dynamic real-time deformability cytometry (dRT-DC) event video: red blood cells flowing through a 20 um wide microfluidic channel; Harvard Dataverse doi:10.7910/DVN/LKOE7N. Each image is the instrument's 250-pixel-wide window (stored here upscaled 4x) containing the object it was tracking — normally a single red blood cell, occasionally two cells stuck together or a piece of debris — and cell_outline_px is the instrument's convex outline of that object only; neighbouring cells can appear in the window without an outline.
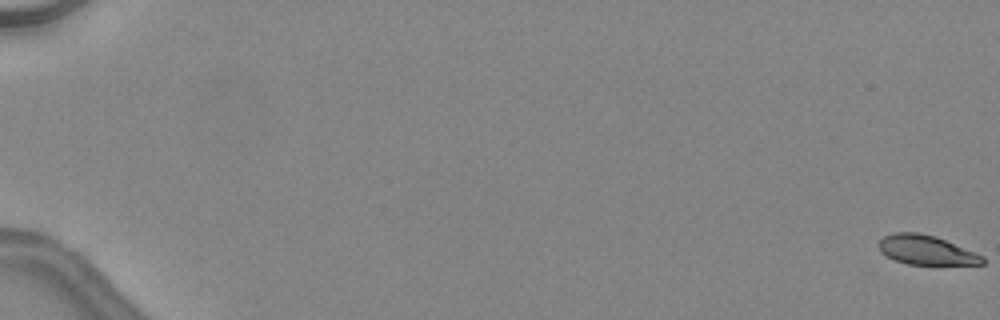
{"species": "common noctule bat (a hibernating species)", "species_latin": "Nyctalus noctula", "temperature_condition": "warm", "stored_images_in_passage": 20, "camera_frame_rate_fps": 3000, "um_per_image_px": 0.085, "animal": {"sex": "female", "body_mass_g": 24.6, "forearm_length_mm": 56.2}, "frame": {"image": 1, "passage_image": 1, "time_ms": 0.0, "image_size_px": [1000, 320], "cell_outline_px": [[984, 264], [908, 264], [896, 260], [880, 252], [876, 244], [884, 236], [892, 232], [916, 232], [936, 236], [984, 256]], "centroid_in_image_um": [78.69, 21.24], "position_along_channel_um": 6.3, "area_um2": 17.69}}